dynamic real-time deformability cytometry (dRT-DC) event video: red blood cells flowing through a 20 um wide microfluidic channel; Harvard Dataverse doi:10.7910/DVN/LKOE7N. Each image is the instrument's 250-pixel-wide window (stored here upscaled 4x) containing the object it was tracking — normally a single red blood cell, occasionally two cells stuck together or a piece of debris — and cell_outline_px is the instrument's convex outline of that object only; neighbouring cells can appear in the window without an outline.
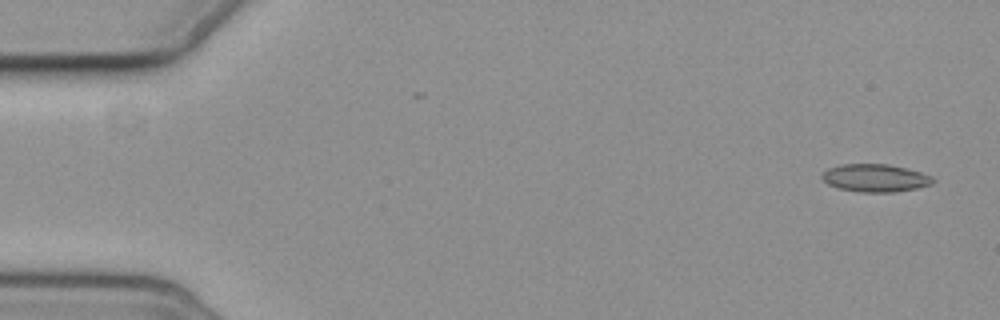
{"species": "common noctule bat (a hibernating species)", "species_latin": "Nyctalus noctula", "temperature_condition": "cold", "stored_images_in_passage": 6, "camera_frame_rate_fps": 3000, "um_per_image_px": 0.085, "animal": {"sex": "female", "body_mass_g": 19.3, "forearm_length_mm": 54.1}, "frame": {"image": 1, "passage_image": 1, "time_ms": 0.0, "image_size_px": [1000, 320], "cell_outline_px": [[936, 180], [932, 184], [916, 188], [896, 192], [860, 192], [840, 188], [828, 184], [820, 176], [828, 168], [840, 164], [888, 164], [920, 172], [932, 176]], "centroid_in_image_um": [74.4, 15.13], "position_along_channel_um": 10.6, "area_um2": 17.86}}
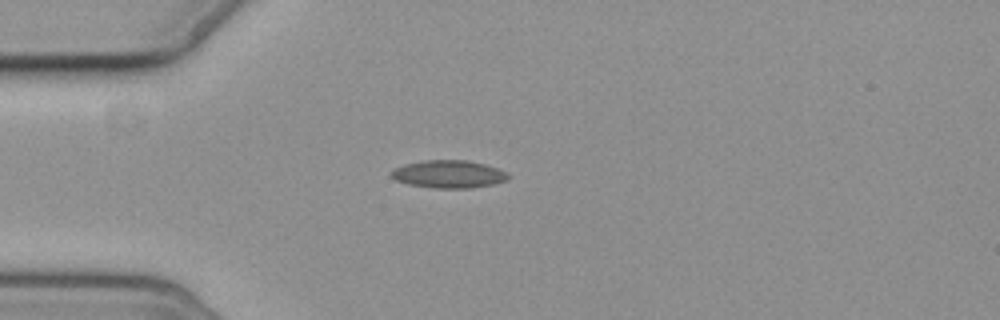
{"frame": {"image": 2, "passage_image": 5, "time_ms": 4.333, "image_size_px": [1000, 320], "cell_outline_px": [[512, 176], [508, 180], [492, 184], [468, 188], [436, 188], [408, 184], [396, 180], [388, 176], [388, 172], [392, 168], [404, 164], [420, 160], [468, 160], [484, 164], [508, 172]], "centroid_in_image_um": [38.09, 14.79], "position_along_channel_um": 46.9, "area_um2": 19.19}}
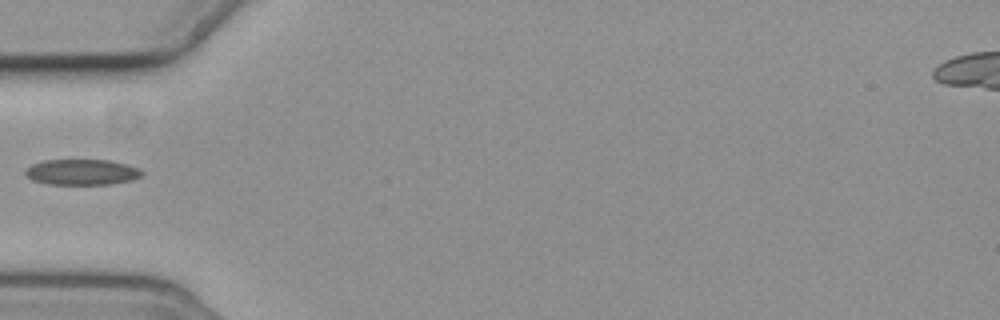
{"frame": {"image": 3, "passage_image": 6, "time_ms": 5.667, "image_size_px": [1000, 320], "cell_outline_px": [[144, 172], [140, 176], [132, 180], [112, 184], [48, 184], [32, 180], [24, 172], [32, 164], [44, 160], [108, 160], [128, 164], [140, 168]], "centroid_in_image_um": [7.0, 14.62], "position_along_channel_um": 78.0, "area_um2": 17.46}}